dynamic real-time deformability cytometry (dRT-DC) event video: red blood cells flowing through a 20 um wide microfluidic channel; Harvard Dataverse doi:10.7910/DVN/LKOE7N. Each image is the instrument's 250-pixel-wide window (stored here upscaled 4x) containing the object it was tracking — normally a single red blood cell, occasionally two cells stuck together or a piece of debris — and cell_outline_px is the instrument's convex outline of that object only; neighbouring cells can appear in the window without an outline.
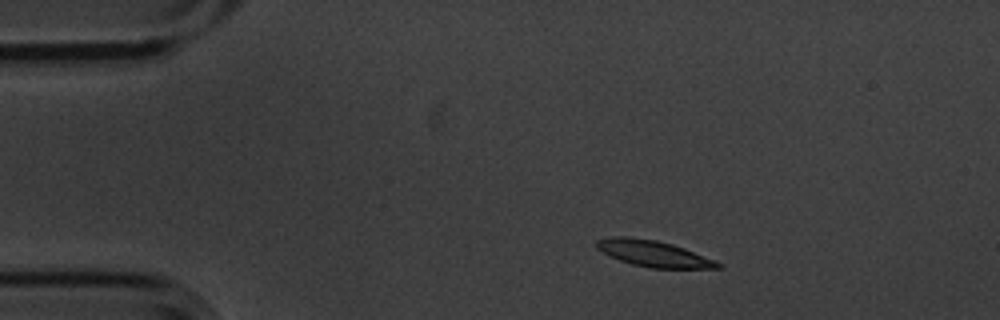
{"species": "common noctule bat (a hibernating species)", "species_latin": "Nyctalus noctula", "temperature_condition": "cold", "stored_images_in_passage": 5, "camera_frame_rate_fps": 3000, "um_per_image_px": 0.085, "animal": {"sex": "male", "body_mass_g": 20.1, "forearm_length_mm": 53.5}, "frame": {"image": 1, "passage_image": 2, "time_ms": 0.333, "image_size_px": [1000, 320], "cell_outline_px": [[724, 268], [648, 268], [632, 264], [620, 260], [596, 248], [596, 240], [612, 236], [628, 236], [656, 240], [672, 244], [684, 248], [716, 260], [724, 264]], "centroid_in_image_um": [55.59, 21.55], "position_along_channel_um": 29.4, "area_um2": 18.55}}
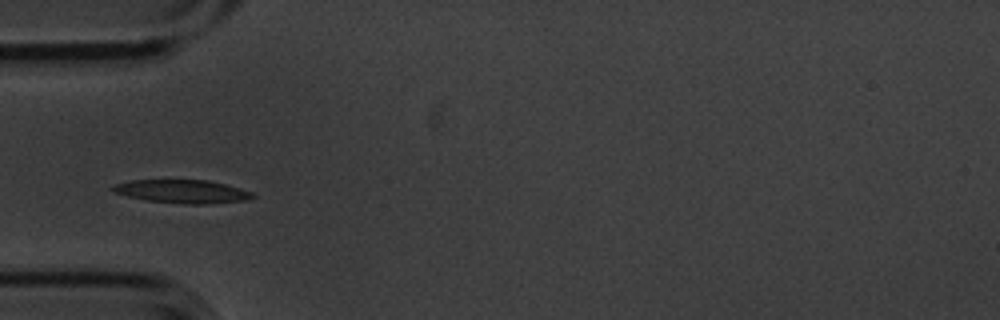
{"frame": {"image": 2, "passage_image": 4, "time_ms": 1.0, "image_size_px": [1000, 320], "cell_outline_px": [[256, 196], [248, 200], [208, 204], [184, 204], [144, 200], [112, 192], [108, 188], [112, 184], [132, 180], [208, 180], [224, 184], [252, 192]], "centroid_in_image_um": [15.44, 16.28], "position_along_channel_um": 69.6, "area_um2": 19.19}}
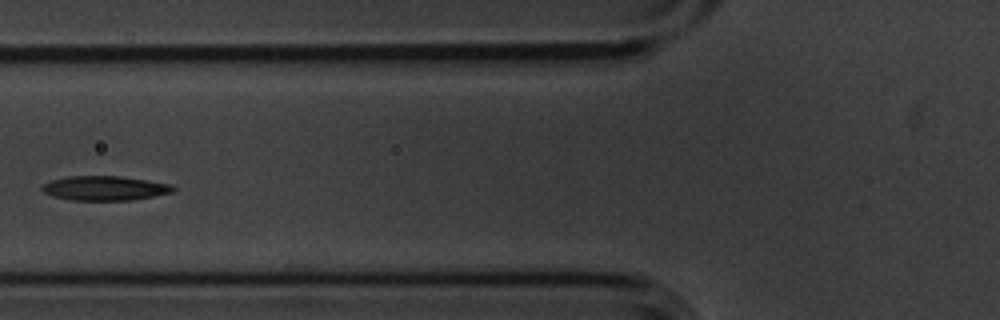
{"frame": {"image": 3, "passage_image": 5, "time_ms": 1.333, "image_size_px": [1000, 320], "cell_outline_px": [[176, 188], [172, 192], [132, 200], [72, 200], [52, 196], [44, 192], [40, 188], [44, 184], [52, 180], [68, 176], [120, 176], [148, 180], [172, 184]], "centroid_in_image_um": [8.91, 15.99], "position_along_channel_um": 116.9, "area_um2": 18.61}}